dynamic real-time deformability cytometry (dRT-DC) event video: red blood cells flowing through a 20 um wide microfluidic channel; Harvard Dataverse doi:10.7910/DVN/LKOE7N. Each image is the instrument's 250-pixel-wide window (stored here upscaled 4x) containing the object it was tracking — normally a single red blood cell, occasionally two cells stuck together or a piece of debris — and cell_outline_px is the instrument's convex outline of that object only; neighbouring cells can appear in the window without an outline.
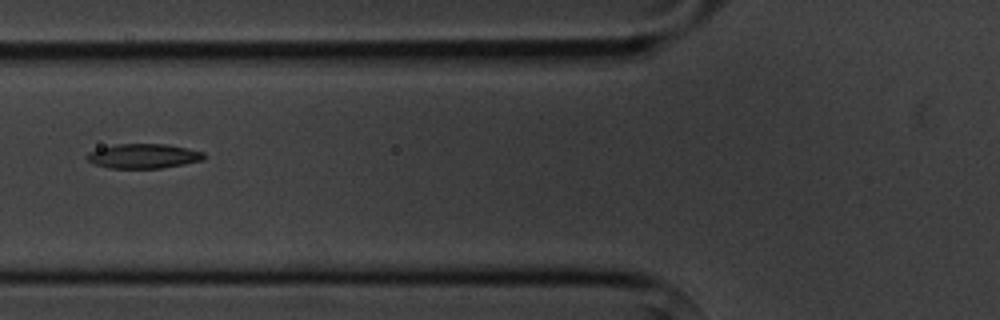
{"species": "common noctule bat (a hibernating species)", "species_latin": "Nyctalus noctula", "temperature_condition": "cold", "stored_images_in_passage": 8, "camera_frame_rate_fps": 3000, "um_per_image_px": 0.085, "animal": {"sex": "male", "body_mass_g": 20.1, "forearm_length_mm": 53.5}, "frame": {"image": 1, "passage_image": 6, "time_ms": 5.667, "image_size_px": [1000, 320], "cell_outline_px": [[204, 160], [184, 164], [160, 168], [108, 168], [96, 164], [88, 160], [88, 152], [100, 148], [116, 144], [164, 144], [188, 148], [204, 152]], "centroid_in_image_um": [12.22, 13.26], "position_along_channel_um": 113.6, "area_um2": 16.59}}
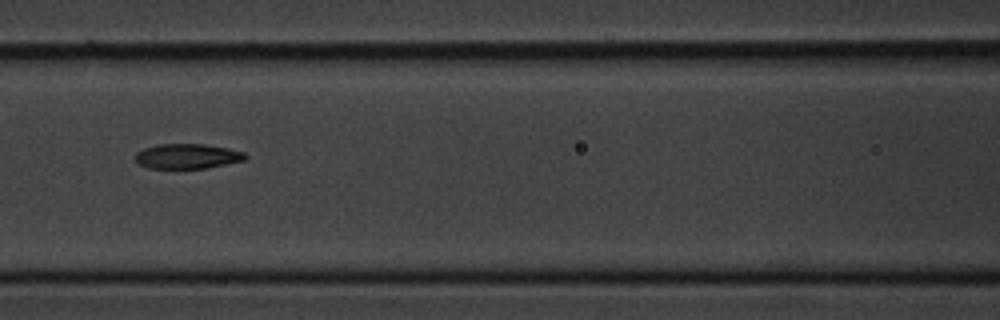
{"frame": {"image": 2, "passage_image": 7, "time_ms": 6.667, "image_size_px": [1000, 320], "cell_outline_px": [[248, 156], [244, 160], [204, 168], [148, 168], [140, 164], [136, 160], [136, 152], [144, 148], [156, 144], [204, 144], [228, 148], [244, 152]], "centroid_in_image_um": [15.91, 13.27], "position_along_channel_um": 150.7, "area_um2": 15.84}}
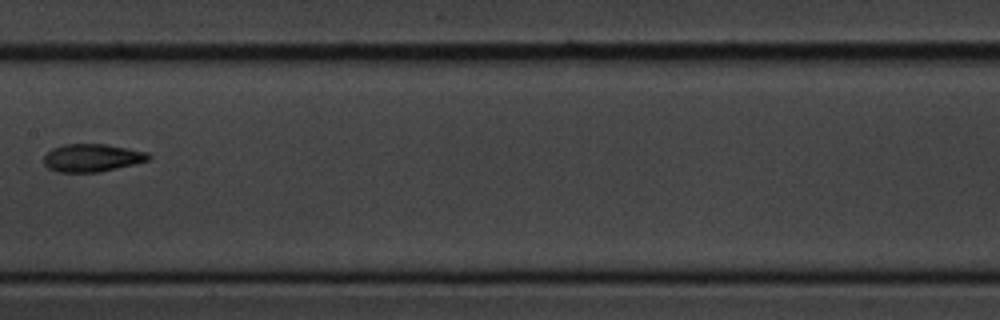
{"frame": {"image": 3, "passage_image": 8, "time_ms": 8.0, "image_size_px": [1000, 320], "cell_outline_px": [[152, 156], [148, 160], [100, 172], [56, 172], [48, 168], [44, 164], [44, 156], [52, 148], [64, 144], [108, 144], [148, 152]], "centroid_in_image_um": [7.81, 13.41], "position_along_channel_um": 199.6, "area_um2": 16.99}}